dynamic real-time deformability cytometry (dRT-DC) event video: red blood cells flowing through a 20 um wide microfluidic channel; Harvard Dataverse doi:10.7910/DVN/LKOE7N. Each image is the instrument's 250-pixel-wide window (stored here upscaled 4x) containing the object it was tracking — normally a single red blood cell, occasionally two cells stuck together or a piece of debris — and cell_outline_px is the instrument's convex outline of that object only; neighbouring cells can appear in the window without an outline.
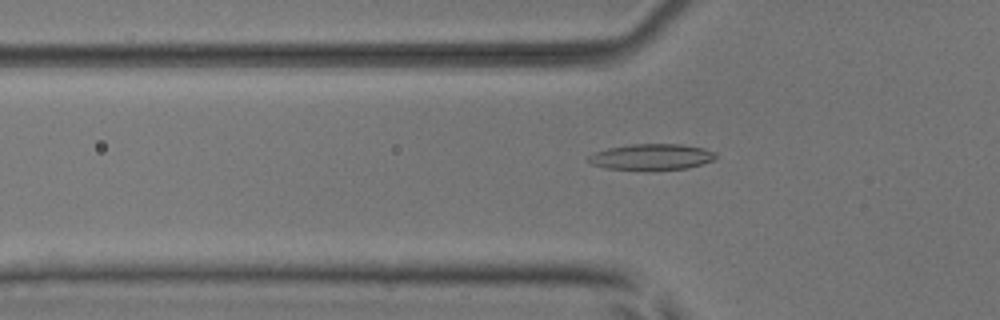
{"species": "common noctule bat (a hibernating species)", "species_latin": "Nyctalus noctula", "temperature_condition": "room temperature", "stored_images_in_passage": 39, "camera_frame_rate_fps": 3000, "um_per_image_px": 0.085, "animal": {"sex": "male", "body_mass_g": 17.9, "forearm_length_mm": 54.2}, "frame": {"image": 1, "passage_image": 5, "time_ms": 1.333, "image_size_px": [1000, 320], "cell_outline_px": [[716, 156], [712, 160], [688, 168], [648, 172], [604, 168], [592, 164], [584, 160], [588, 156], [596, 152], [608, 148], [632, 144], [680, 144], [704, 148], [716, 152]], "centroid_in_image_um": [55.34, 13.37], "position_along_channel_um": 70.5, "area_um2": 19.88}}
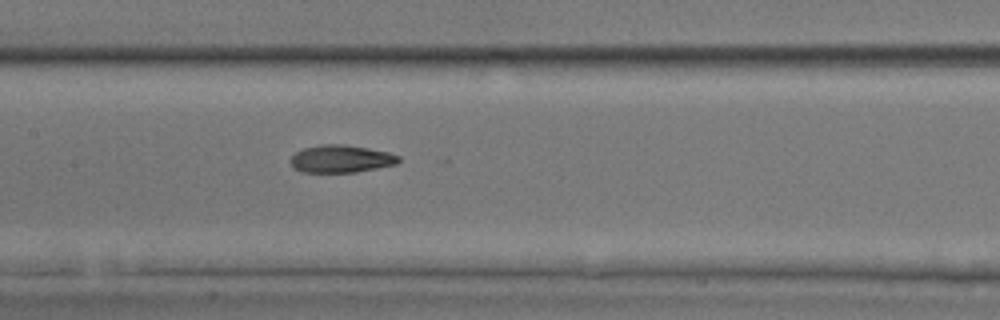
{"frame": {"image": 2, "passage_image": 13, "time_ms": 4.0, "image_size_px": [1000, 320], "cell_outline_px": [[400, 160], [396, 164], [356, 172], [300, 172], [292, 168], [288, 160], [296, 152], [304, 148], [320, 144], [344, 144], [368, 148], [388, 152], [400, 156]], "centroid_in_image_um": [28.94, 13.5], "position_along_channel_um": 178.5, "area_um2": 17.51}}
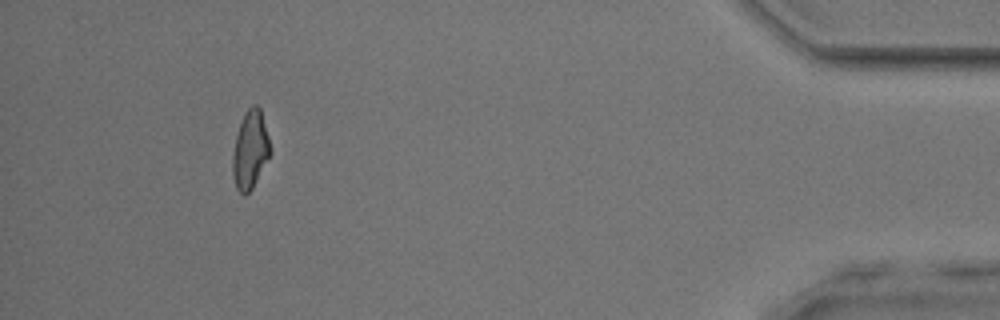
{"frame": {"image": 3, "passage_image": 35, "time_ms": 11.333, "image_size_px": [1000, 320], "cell_outline_px": [[272, 152], [252, 188], [244, 196], [236, 188], [232, 172], [232, 152], [236, 136], [244, 112], [252, 104], [256, 104], [260, 108], [268, 136]], "centroid_in_image_um": [21.26, 12.73], "position_along_channel_um": 413.9, "area_um2": 17.11}, "authors_computed_cell_mechanics": {"area_um2": 17.4556, "velocity_mm_per_s": 4.0561, "shape_relaxation_time_tau1_ms": 4.3105, "shape_relaxation_time_tau2_ms": 2.531, "deformation_change_tau1": 0.1671, "deformation_change_tau2": 0.0926}}